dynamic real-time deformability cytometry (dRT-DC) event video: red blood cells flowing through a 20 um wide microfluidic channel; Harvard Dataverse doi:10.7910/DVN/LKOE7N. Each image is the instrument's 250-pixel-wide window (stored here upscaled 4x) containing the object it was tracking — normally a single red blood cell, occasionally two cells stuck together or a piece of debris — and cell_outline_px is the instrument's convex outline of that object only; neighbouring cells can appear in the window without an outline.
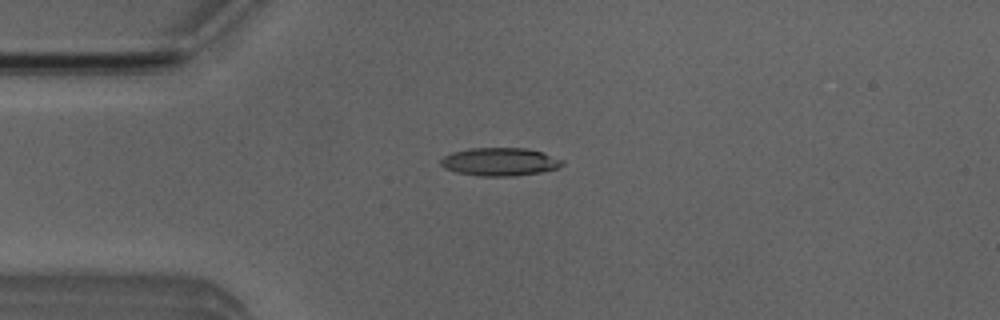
{"species": "Egyptian fruit bat (a non-hibernating species)", "species_latin": "Rousettus aegyptiacus", "temperature_condition": "room temperature", "stored_images_in_passage": 51, "camera_frame_rate_fps": 3000, "um_per_image_px": 0.085, "animal": {"sex": "male"}, "frame": {"image": 1, "passage_image": 12, "time_ms": 3.667, "image_size_px": [1000, 320], "cell_outline_px": [[564, 164], [560, 168], [540, 172], [516, 176], [480, 176], [456, 172], [444, 168], [440, 164], [440, 160], [444, 156], [452, 152], [472, 148], [524, 148], [540, 152], [564, 160]], "centroid_in_image_um": [42.48, 13.76], "position_along_channel_um": 42.5, "area_um2": 19.88}}
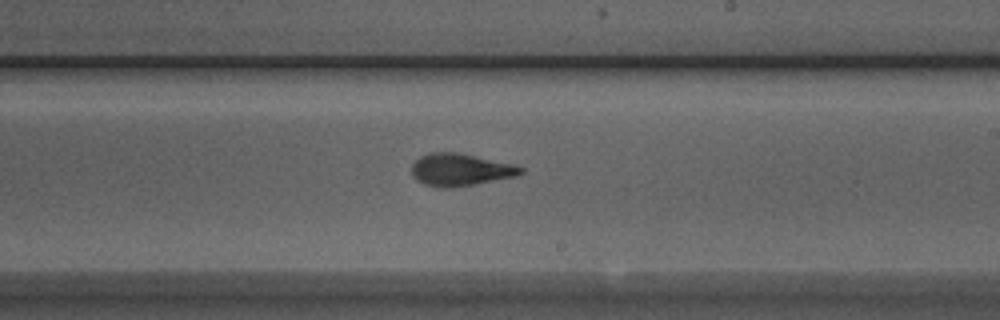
{"frame": {"image": 2, "passage_image": 29, "time_ms": 9.333, "image_size_px": [1000, 320], "cell_outline_px": [[524, 172], [520, 176], [448, 188], [444, 188], [424, 184], [416, 180], [412, 176], [412, 164], [420, 156], [428, 152], [456, 152], [516, 164], [524, 168]], "centroid_in_image_um": [39.16, 14.42], "position_along_channel_um": 249.8, "area_um2": 20.69}}
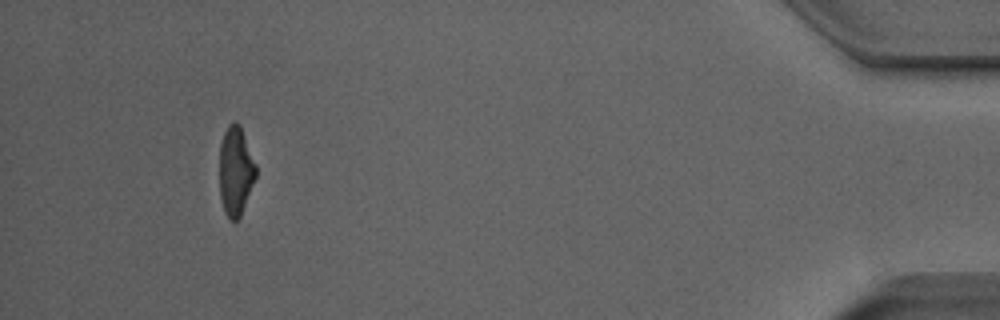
{"frame": {"image": 3, "passage_image": 47, "time_ms": 15.333, "image_size_px": [1000, 320], "cell_outline_px": [[256, 176], [240, 216], [236, 220], [228, 220], [224, 212], [220, 196], [220, 144], [224, 132], [228, 124], [236, 120], [240, 124], [256, 164]], "centroid_in_image_um": [20.02, 14.51], "position_along_channel_um": 415.2, "area_um2": 18.9}, "authors_computed_cell_mechanics": {"area_um2": 19.8254, "velocity_mm_per_s": 3.9984, "shape_relaxation_time_tau1_ms": 3.5989, "shape_relaxation_time_tau2_ms": 1.502, "deformation_change_tau1": 0.1876, "deformation_change_tau2": 0.0964}}